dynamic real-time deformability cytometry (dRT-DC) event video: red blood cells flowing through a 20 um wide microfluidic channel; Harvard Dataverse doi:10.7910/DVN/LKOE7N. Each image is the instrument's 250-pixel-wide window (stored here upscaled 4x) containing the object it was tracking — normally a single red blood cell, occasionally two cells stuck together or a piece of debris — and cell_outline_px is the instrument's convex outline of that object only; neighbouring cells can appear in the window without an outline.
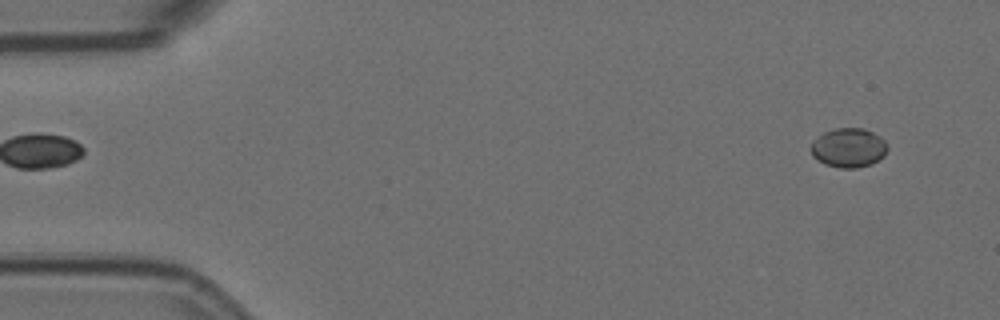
{"species": "Egyptian fruit bat (a non-hibernating species)", "species_latin": "Rousettus aegyptiacus", "temperature_condition": "room temperature", "stored_images_in_passage": 6, "camera_frame_rate_fps": 3000, "um_per_image_px": 0.085, "animal": {"sex": "female"}, "frame": {"image": 1, "passage_image": 1, "time_ms": 0.0, "image_size_px": [1000, 320], "cell_outline_px": [[888, 148], [884, 156], [872, 164], [856, 168], [840, 168], [824, 164], [812, 156], [812, 144], [824, 132], [836, 128], [864, 128], [880, 136], [884, 140]], "centroid_in_image_um": [72.16, 12.57], "position_along_channel_um": 12.8, "area_um2": 17.4}}
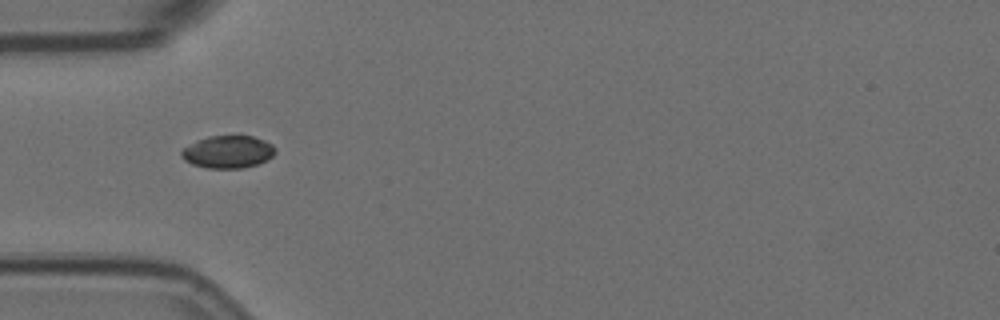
{"frame": {"image": 2, "passage_image": 5, "time_ms": 1.333, "image_size_px": [1000, 320], "cell_outline_px": [[276, 152], [268, 160], [244, 168], [208, 168], [192, 164], [184, 160], [180, 156], [180, 152], [184, 148], [196, 140], [208, 136], [240, 132], [264, 140], [272, 144], [276, 148]], "centroid_in_image_um": [19.39, 12.86], "position_along_channel_um": 65.6, "area_um2": 18.5}}
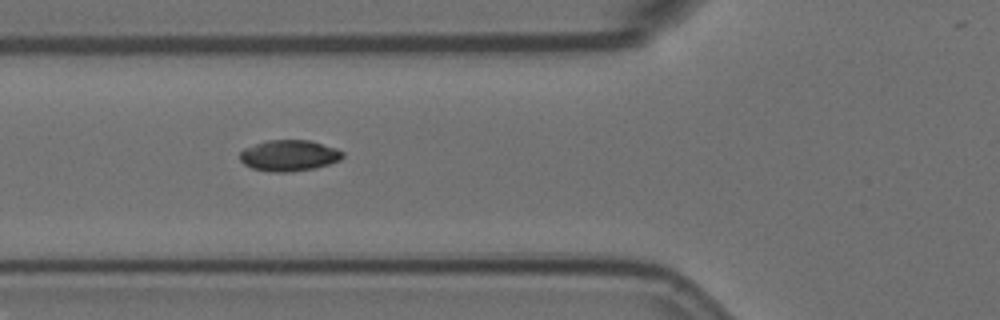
{"frame": {"image": 3, "passage_image": 6, "time_ms": 1.667, "image_size_px": [1000, 320], "cell_outline_px": [[344, 156], [340, 160], [316, 168], [292, 172], [272, 172], [252, 168], [244, 164], [240, 160], [240, 152], [244, 148], [268, 140], [312, 140], [336, 148], [344, 152]], "centroid_in_image_um": [24.59, 13.22], "position_along_channel_um": 101.2, "area_um2": 18.73}}